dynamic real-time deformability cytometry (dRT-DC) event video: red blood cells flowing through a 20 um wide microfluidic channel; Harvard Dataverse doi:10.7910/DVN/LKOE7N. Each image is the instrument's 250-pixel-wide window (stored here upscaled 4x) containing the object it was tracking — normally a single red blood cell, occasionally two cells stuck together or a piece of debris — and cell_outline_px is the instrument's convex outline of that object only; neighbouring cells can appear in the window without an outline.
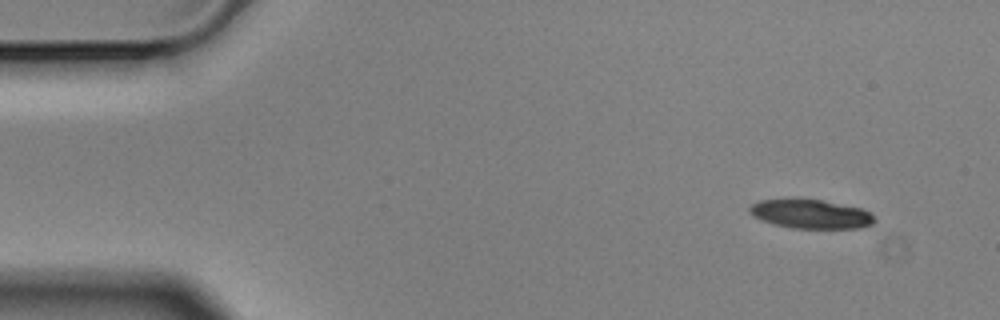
{"species": "Egyptian fruit bat (a non-hibernating species)", "species_latin": "Rousettus aegyptiacus", "temperature_condition": "cold", "stored_images_in_passage": 9, "camera_frame_rate_fps": 3000, "um_per_image_px": 0.085, "animal": {"sex": "male"}, "frame": {"image": 1, "passage_image": 1, "time_ms": 0.0, "image_size_px": [1000, 320], "cell_outline_px": [[876, 220], [872, 224], [860, 228], [792, 228], [772, 224], [760, 220], [752, 216], [748, 212], [748, 208], [752, 204], [760, 200], [820, 200], [860, 208], [872, 212], [876, 216]], "centroid_in_image_um": [68.92, 18.21], "position_along_channel_um": 16.1, "area_um2": 21.04}}
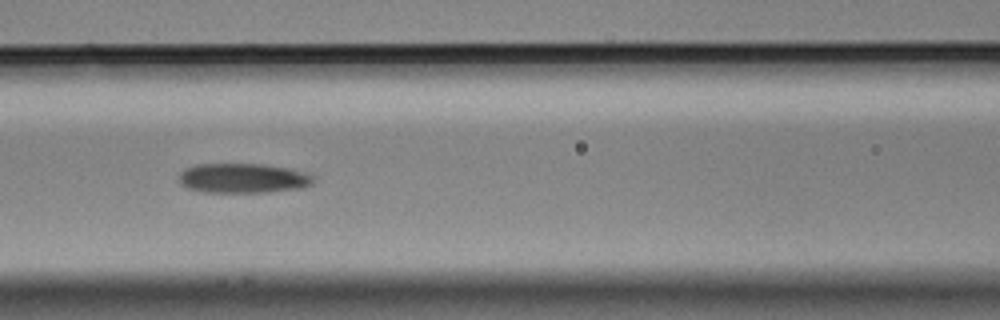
{"frame": {"image": 2, "passage_image": 6, "time_ms": 1.667, "image_size_px": [1000, 320], "cell_outline_px": [[316, 180], [312, 184], [304, 188], [268, 192], [204, 192], [188, 188], [180, 184], [180, 172], [184, 168], [196, 164], [264, 164], [288, 168], [304, 172], [316, 176]], "centroid_in_image_um": [20.7, 15.14], "position_along_channel_um": 145.9, "area_um2": 23.52}}
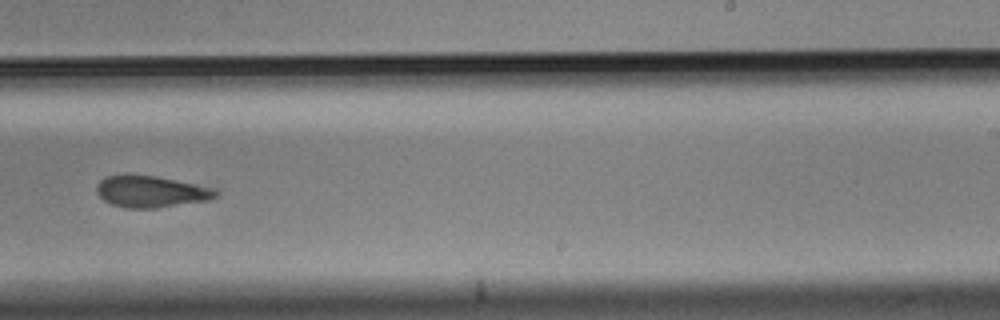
{"frame": {"image": 3, "passage_image": 9, "time_ms": 2.667, "image_size_px": [1000, 320], "cell_outline_px": [[220, 192], [216, 196], [208, 200], [156, 208], [124, 208], [112, 204], [104, 200], [96, 192], [96, 184], [100, 180], [108, 176], [156, 176], [216, 188]], "centroid_in_image_um": [12.86, 16.3], "position_along_channel_um": 276.1, "area_um2": 21.68}}